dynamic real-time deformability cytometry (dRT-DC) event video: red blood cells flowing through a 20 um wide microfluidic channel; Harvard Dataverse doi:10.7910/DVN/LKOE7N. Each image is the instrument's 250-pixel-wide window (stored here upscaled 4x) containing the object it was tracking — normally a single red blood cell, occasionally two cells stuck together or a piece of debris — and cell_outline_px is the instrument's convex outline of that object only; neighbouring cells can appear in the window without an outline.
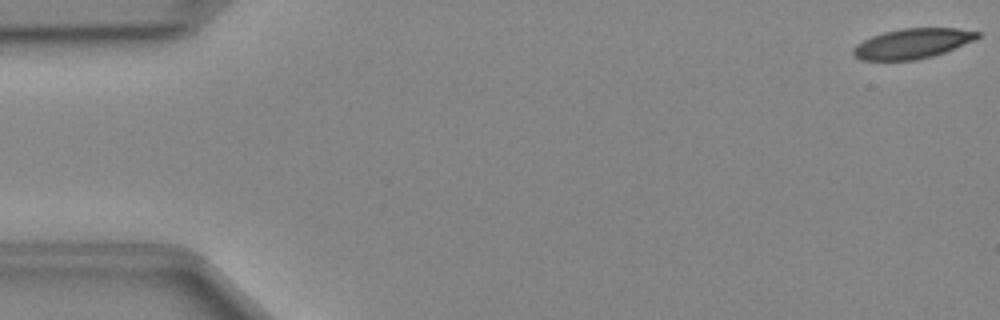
{"species": "Egyptian fruit bat (a non-hibernating species)", "species_latin": "Rousettus aegyptiacus", "temperature_condition": "cold", "stored_images_in_passage": 46, "camera_frame_rate_fps": 3000, "um_per_image_px": 0.085, "animal": {"sex": "female"}, "frame": {"image": 1, "passage_image": 1, "time_ms": 0.0, "image_size_px": [1000, 320], "cell_outline_px": [[980, 36], [976, 40], [944, 52], [932, 56], [916, 60], [860, 60], [852, 56], [852, 48], [856, 44], [872, 36], [884, 32], [900, 28], [956, 28], [980, 32]], "centroid_in_image_um": [77.53, 3.7], "position_along_channel_um": 7.5, "area_um2": 21.85}}
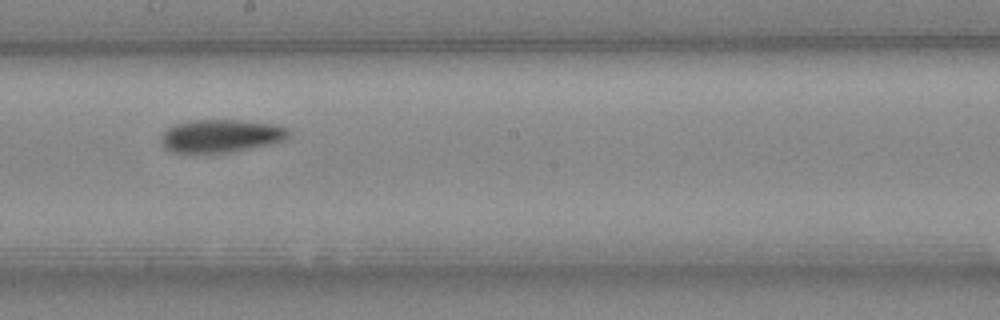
{"frame": {"image": 2, "passage_image": 27, "time_ms": 8.667, "image_size_px": [1000, 320], "cell_outline_px": [[292, 132], [288, 140], [272, 144], [232, 152], [168, 152], [160, 144], [160, 136], [168, 128], [176, 124], [192, 120], [240, 120], [276, 124], [288, 128]], "centroid_in_image_um": [18.83, 11.55], "position_along_channel_um": 229.4, "area_um2": 24.91}}
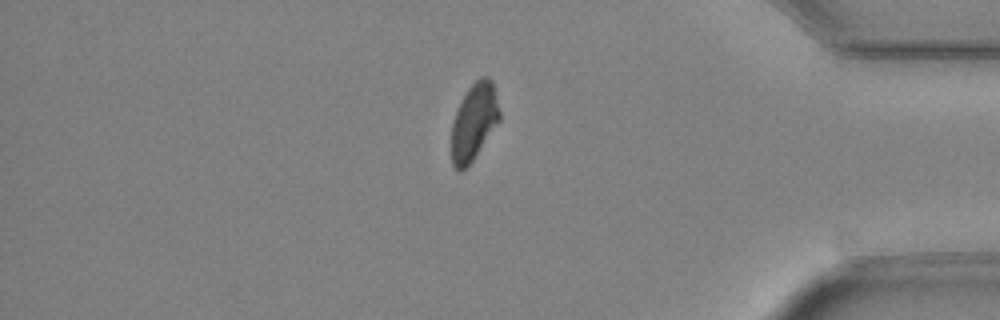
{"frame": {"image": 3, "passage_image": 41, "time_ms": 13.333, "image_size_px": [1000, 320], "cell_outline_px": [[500, 120], [472, 160], [460, 172], [456, 172], [452, 164], [452, 124], [460, 100], [468, 88], [480, 76], [488, 76], [492, 80], [500, 112]], "centroid_in_image_um": [40.28, 10.33], "position_along_channel_um": 394.9, "area_um2": 21.33}}